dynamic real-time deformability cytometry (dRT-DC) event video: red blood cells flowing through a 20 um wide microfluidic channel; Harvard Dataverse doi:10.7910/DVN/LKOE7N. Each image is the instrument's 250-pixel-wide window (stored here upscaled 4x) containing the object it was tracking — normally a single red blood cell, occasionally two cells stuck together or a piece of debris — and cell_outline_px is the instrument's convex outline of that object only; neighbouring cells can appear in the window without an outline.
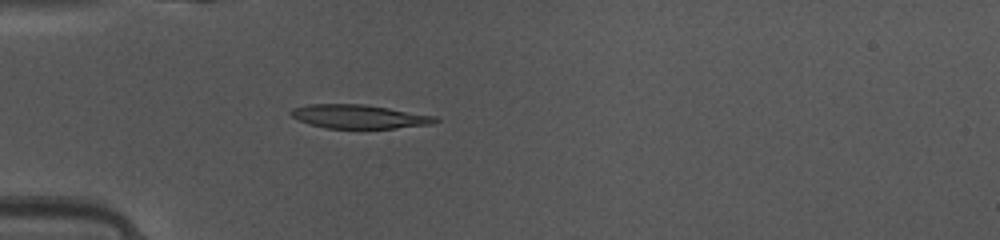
{"species": "common noctule bat (a hibernating species)", "species_latin": "Nyctalus noctula", "temperature_condition": "warm", "stored_images_in_passage": 35, "camera_frame_rate_fps": 3000, "um_per_image_px": 0.085, "animal": {"sex": "female", "body_mass_g": 10.0, "forearm_length_mm": 53.1}, "frame": {"image": 1, "passage_image": 1, "time_ms": 0.0, "image_size_px": [1000, 240], "cell_outline_px": [[440, 120], [432, 124], [396, 128], [328, 128], [308, 124], [292, 116], [288, 112], [292, 108], [308, 104], [364, 104], [436, 116]], "centroid_in_image_um": [30.51, 9.9], "position_along_channel_um": 54.5, "area_um2": 19.94}}
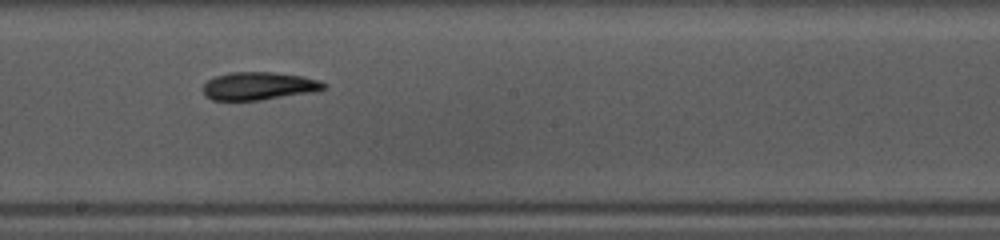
{"frame": {"image": 2, "passage_image": 14, "time_ms": 4.333, "image_size_px": [1000, 240], "cell_outline_px": [[328, 88], [316, 92], [260, 100], [212, 100], [204, 96], [204, 84], [208, 80], [216, 76], [228, 72], [276, 72], [304, 76], [320, 80], [328, 84]], "centroid_in_image_um": [22.07, 7.31], "position_along_channel_um": 226.1, "area_um2": 20.0}}
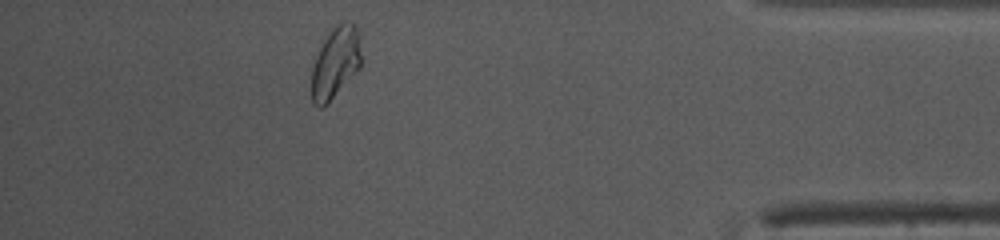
{"frame": {"image": 3, "passage_image": 30, "time_ms": 9.667, "image_size_px": [1000, 240], "cell_outline_px": [[360, 68], [320, 108], [312, 104], [312, 68], [316, 56], [328, 32], [332, 28], [340, 24], [352, 24], [356, 28], [360, 52]], "centroid_in_image_um": [28.48, 5.34], "position_along_channel_um": 406.7, "area_um2": 19.59}, "authors_computed_cell_mechanics": {"area_um2": 19.941, "velocity_mm_per_s": 4.1228, "shape_relaxation_time_tau1_ms": 4.4792, "shape_relaxation_time_tau2_ms": 1.1296, "deformation_change_tau1": 0.1496, "deformation_change_tau2": 0.0653}}